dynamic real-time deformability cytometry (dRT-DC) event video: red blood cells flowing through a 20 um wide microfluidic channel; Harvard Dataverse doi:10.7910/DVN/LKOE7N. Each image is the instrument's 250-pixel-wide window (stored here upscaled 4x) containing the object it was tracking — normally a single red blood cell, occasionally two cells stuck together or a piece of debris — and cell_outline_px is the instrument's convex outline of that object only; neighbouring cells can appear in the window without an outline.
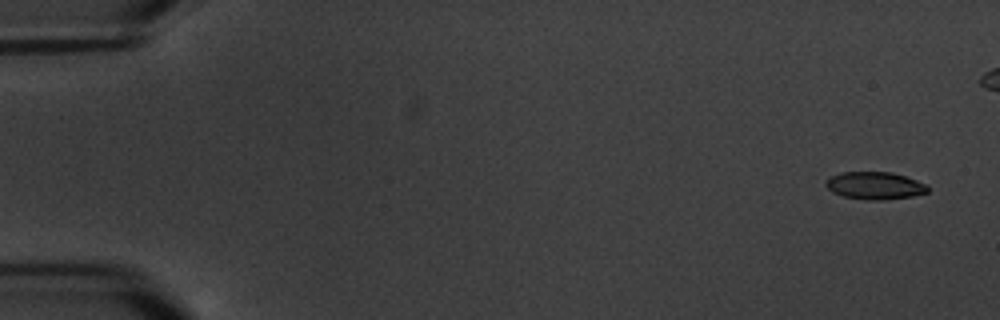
{"species": "common noctule bat (a hibernating species)", "species_latin": "Nyctalus noctula", "temperature_condition": "warm", "stored_images_in_passage": 9, "camera_frame_rate_fps": 3000, "um_per_image_px": 0.085, "animal": {"sex": "male", "body_mass_g": 20.1, "forearm_length_mm": 53.5}, "frame": {"image": 1, "passage_image": 1, "time_ms": 0.0, "image_size_px": [1000, 320], "cell_outline_px": [[928, 192], [912, 196], [884, 200], [868, 200], [844, 196], [832, 192], [824, 184], [832, 176], [840, 172], [892, 172], [928, 184]], "centroid_in_image_um": [74.38, 15.78], "position_along_channel_um": 10.6, "area_um2": 16.24}}
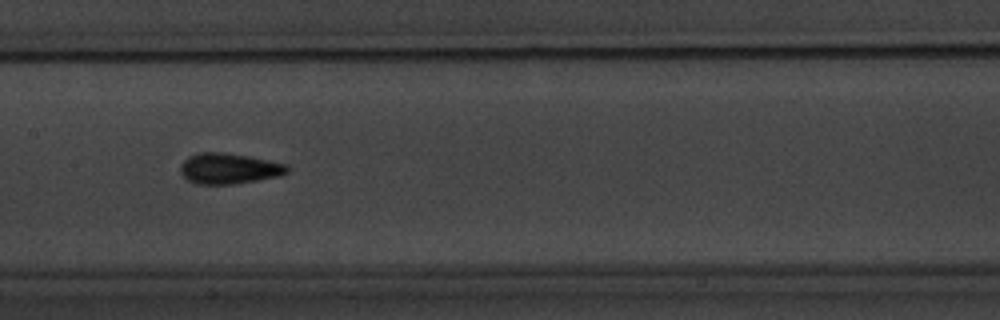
{"frame": {"image": 2, "passage_image": 9, "time_ms": 9.333, "image_size_px": [1000, 320], "cell_outline_px": [[288, 172], [280, 176], [236, 184], [196, 184], [188, 180], [180, 172], [180, 164], [188, 156], [196, 152], [220, 152], [248, 156], [288, 164]], "centroid_in_image_um": [19.45, 14.32], "position_along_channel_um": 188.0, "area_um2": 19.25}}